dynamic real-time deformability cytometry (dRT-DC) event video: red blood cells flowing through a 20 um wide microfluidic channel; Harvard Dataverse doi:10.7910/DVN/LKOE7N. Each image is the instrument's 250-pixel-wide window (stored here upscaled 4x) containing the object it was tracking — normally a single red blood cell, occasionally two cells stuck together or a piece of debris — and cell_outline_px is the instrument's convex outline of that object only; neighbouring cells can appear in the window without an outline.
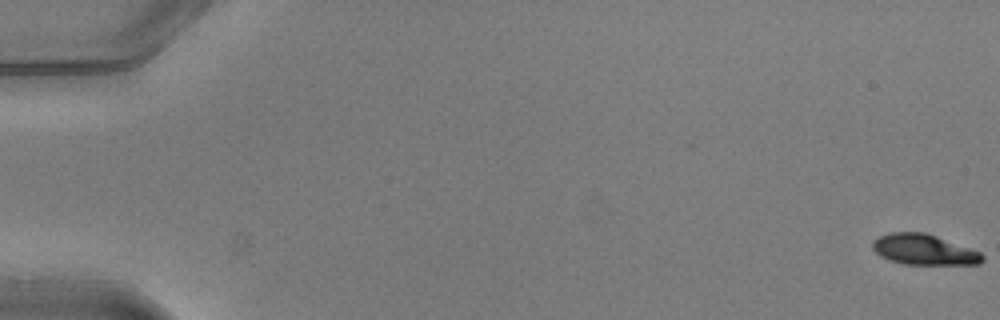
{"species": "common noctule bat (a hibernating species)", "species_latin": "Nyctalus noctula", "temperature_condition": "warm", "stored_images_in_passage": 52, "camera_frame_rate_fps": 3000, "um_per_image_px": 0.085, "animal": {"sex": "male", "body_mass_g": 20.5, "forearm_length_mm": 52.5}, "frame": {"image": 1, "passage_image": 1, "time_ms": 0.0, "image_size_px": [1000, 320], "cell_outline_px": [[984, 260], [980, 264], [904, 264], [888, 260], [880, 256], [872, 248], [872, 240], [888, 232], [924, 232], [936, 236], [980, 252], [984, 256]], "centroid_in_image_um": [78.5, 21.22], "position_along_channel_um": 6.5, "area_um2": 19.48}}
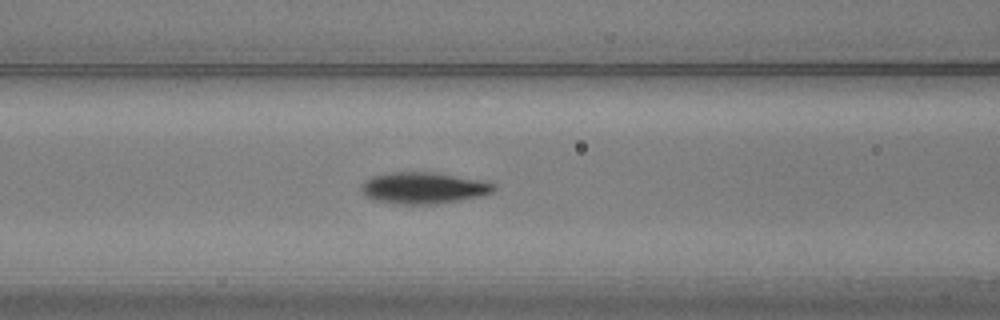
{"frame": {"image": 2, "passage_image": 23, "time_ms": 7.333, "image_size_px": [1000, 320], "cell_outline_px": [[496, 188], [492, 192], [484, 196], [436, 204], [392, 204], [372, 200], [364, 196], [360, 188], [360, 184], [364, 180], [372, 176], [388, 172], [436, 172], [488, 180], [496, 184]], "centroid_in_image_um": [36.01, 15.97], "position_along_channel_um": 130.6, "area_um2": 25.14}}
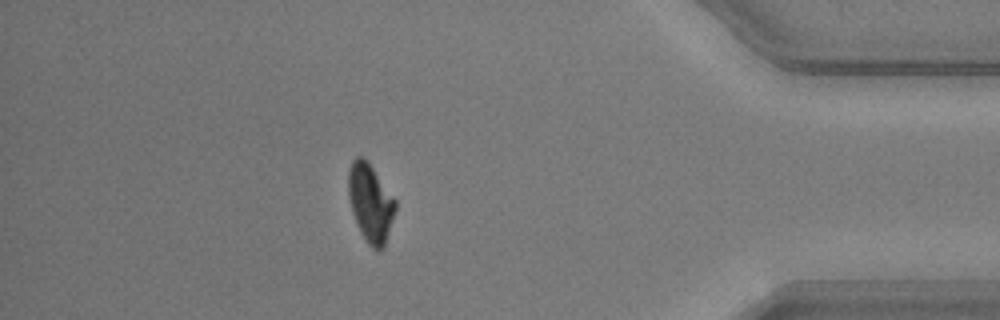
{"frame": {"image": 3, "passage_image": 46, "time_ms": 15.0, "image_size_px": [1000, 320], "cell_outline_px": [[396, 208], [384, 248], [376, 252], [368, 244], [360, 232], [352, 212], [348, 196], [348, 172], [352, 160], [356, 156], [360, 156], [368, 160], [396, 200]], "centroid_in_image_um": [31.48, 17.24], "position_along_channel_um": 403.7, "area_um2": 21.62}, "authors_computed_cell_mechanics": {"area_um2": 22.4264, "velocity_mm_per_s": 4.0435, "shape_relaxation_time_tau1_ms": 2.3756, "shape_relaxation_time_tau2_ms": null, "deformation_change_tau1": 0.1477, "deformation_change_tau2": null}}